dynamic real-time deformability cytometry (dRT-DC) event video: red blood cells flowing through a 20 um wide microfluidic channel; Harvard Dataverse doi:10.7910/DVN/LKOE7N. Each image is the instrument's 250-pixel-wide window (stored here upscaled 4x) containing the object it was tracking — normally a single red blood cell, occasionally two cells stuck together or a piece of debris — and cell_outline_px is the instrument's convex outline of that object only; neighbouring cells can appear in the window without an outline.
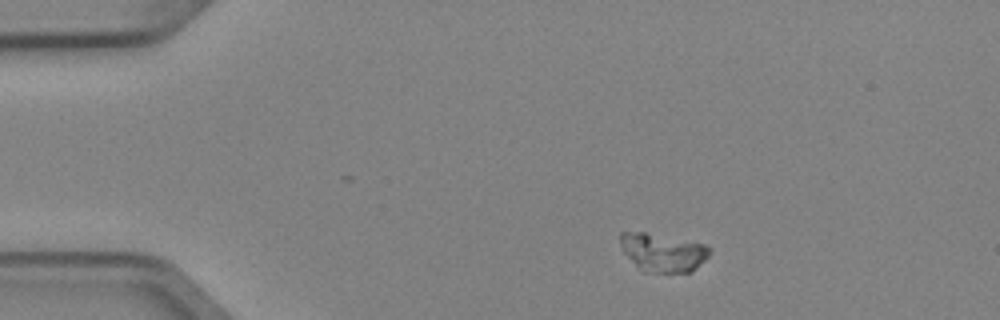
{"species": "Egyptian fruit bat (a non-hibernating species)", "species_latin": "Rousettus aegyptiacus", "temperature_condition": "cold", "stored_images_in_passage": 2, "camera_frame_rate_fps": 3000, "um_per_image_px": 0.085, "animal": {"sex": "female"}, "frame": {"image": 1, "passage_image": 1, "time_ms": 0.0, "image_size_px": [1000, 320], "cell_outline_px": [[708, 256], [692, 272], [644, 272], [624, 252], [620, 244], [620, 232], [644, 232], [704, 244], [708, 248]], "centroid_in_image_um": [56.32, 21.46], "position_along_channel_um": 28.7, "area_um2": 19.36}}